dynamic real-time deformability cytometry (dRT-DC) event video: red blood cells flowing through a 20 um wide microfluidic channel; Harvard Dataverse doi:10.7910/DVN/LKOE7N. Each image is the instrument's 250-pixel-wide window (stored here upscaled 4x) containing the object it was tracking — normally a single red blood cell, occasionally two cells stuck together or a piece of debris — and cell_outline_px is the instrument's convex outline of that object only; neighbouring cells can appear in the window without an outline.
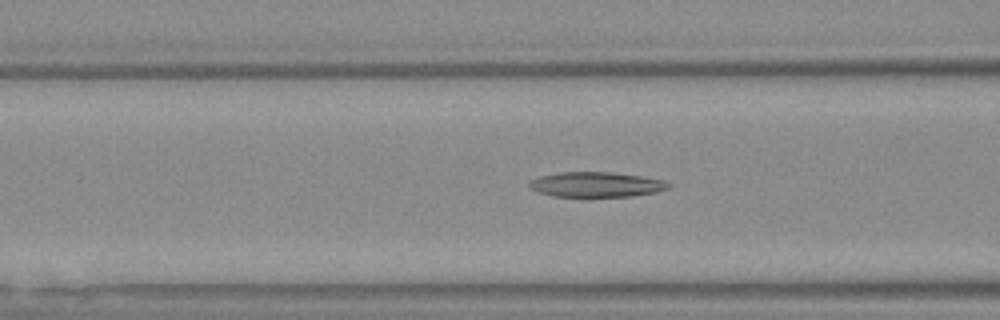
{"species": "Egyptian fruit bat (a non-hibernating species)", "species_latin": "Rousettus aegyptiacus", "temperature_condition": "warm", "stored_images_in_passage": 54, "camera_frame_rate_fps": 3000, "um_per_image_px": 0.085, "animal": {"sex": "female"}, "frame": {"image": 1, "passage_image": 20, "time_ms": 6.333, "image_size_px": [1000, 320], "cell_outline_px": [[672, 188], [656, 192], [632, 196], [552, 196], [536, 192], [528, 188], [528, 184], [532, 180], [540, 176], [560, 172], [612, 172], [640, 176], [664, 180], [672, 184]], "centroid_in_image_um": [50.69, 15.68], "position_along_channel_um": 115.9, "area_um2": 20.4}}
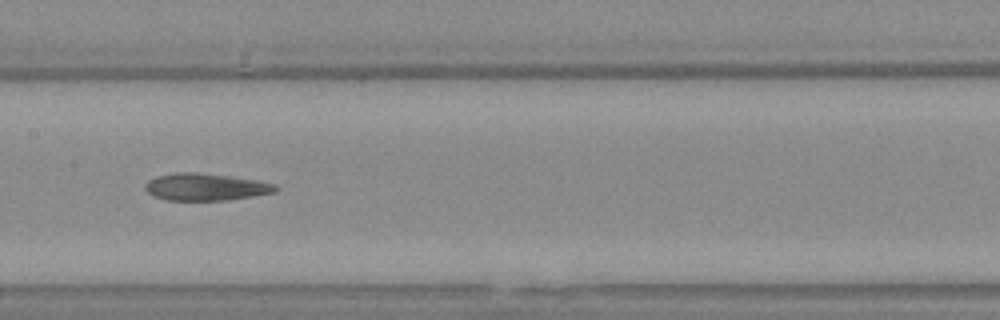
{"frame": {"image": 2, "passage_image": 26, "time_ms": 8.333, "image_size_px": [1000, 320], "cell_outline_px": [[280, 188], [276, 192], [228, 200], [164, 200], [148, 192], [144, 188], [144, 184], [148, 180], [156, 176], [180, 172], [192, 172], [228, 176], [256, 180], [276, 184]], "centroid_in_image_um": [17.49, 15.89], "position_along_channel_um": 189.9, "area_um2": 20.52}}
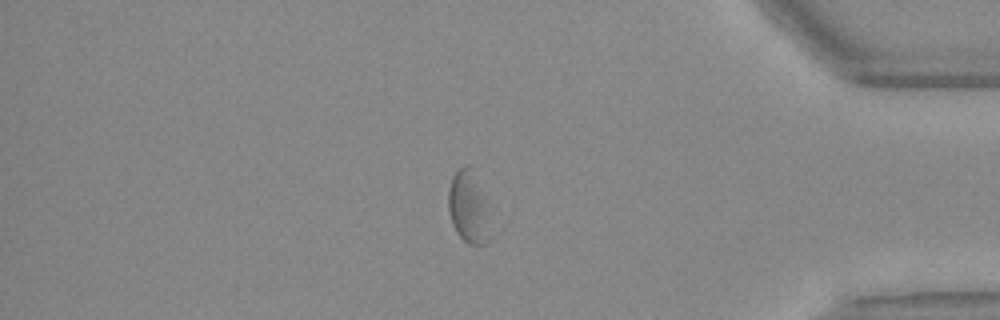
{"frame": {"image": 3, "passage_image": 45, "time_ms": 14.667, "image_size_px": [1000, 320], "cell_outline_px": [[492, 240], [488, 244], [468, 244], [456, 232], [452, 224], [448, 208], [448, 192], [452, 176], [460, 168], [468, 164], [480, 196], [492, 236]], "centroid_in_image_um": [39.76, 17.75], "position_along_channel_um": 395.4, "area_um2": 16.53}, "authors_computed_cell_mechanics": {"area_um2": 20.8369, "velocity_mm_per_s": 3.7125, "shape_relaxation_time_tau1_ms": null, "shape_relaxation_time_tau2_ms": 2.6158, "deformation_change_tau1": null, "deformation_change_tau2": 0.0992}}